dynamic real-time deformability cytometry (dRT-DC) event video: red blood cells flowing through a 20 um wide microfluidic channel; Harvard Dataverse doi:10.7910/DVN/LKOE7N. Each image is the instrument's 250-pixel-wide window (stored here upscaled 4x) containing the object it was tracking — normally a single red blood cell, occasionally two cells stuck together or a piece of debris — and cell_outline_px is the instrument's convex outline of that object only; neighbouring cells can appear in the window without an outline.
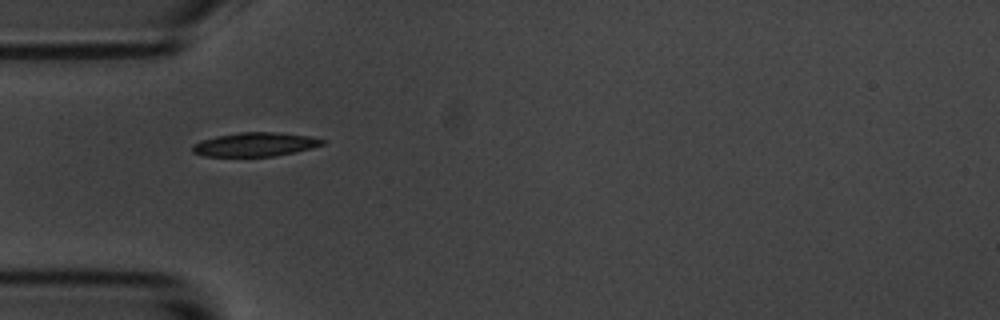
{"species": "common noctule bat (a hibernating species)", "species_latin": "Nyctalus noctula", "temperature_condition": "room temperature", "stored_images_in_passage": 5, "camera_frame_rate_fps": 3000, "um_per_image_px": 0.085, "animal": {"sex": "male", "body_mass_g": 20.1, "forearm_length_mm": 53.5}, "frame": {"image": 1, "passage_image": 4, "time_ms": 4.333, "image_size_px": [1000, 320], "cell_outline_px": [[324, 144], [312, 148], [296, 152], [272, 156], [204, 156], [192, 152], [192, 144], [200, 140], [216, 136], [240, 132], [276, 132], [312, 136], [324, 140]], "centroid_in_image_um": [21.67, 12.27], "position_along_channel_um": 63.3, "area_um2": 18.15}}